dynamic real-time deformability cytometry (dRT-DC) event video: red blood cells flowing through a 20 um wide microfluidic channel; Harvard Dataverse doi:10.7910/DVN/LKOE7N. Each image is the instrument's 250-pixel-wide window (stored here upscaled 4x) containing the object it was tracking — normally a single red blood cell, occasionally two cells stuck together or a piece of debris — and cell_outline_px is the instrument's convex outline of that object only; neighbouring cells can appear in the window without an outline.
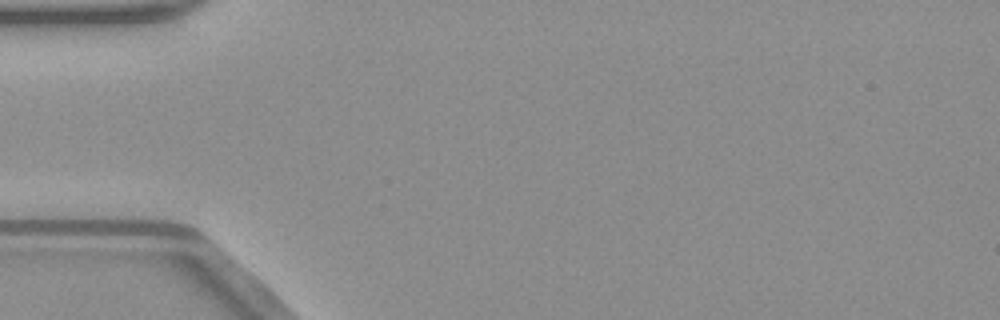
{"species": "common noctule bat (a hibernating species)", "species_latin": "Nyctalus noctula", "temperature_condition": "warm", "stored_images_in_passage": 1, "camera_frame_rate_fps": 3000, "um_per_image_px": 0.085, "animal": {"sex": "male", "body_mass_g": 23.1, "forearm_length_mm": 52.7}, "frame": {"image": 1, "passage_image": 1, "time_ms": 0.0, "image_size_px": [1000, 320], "cell_outline_px": [[232, 296], [132, 252], [136, 248], [156, 248], [188, 252], [196, 256], [232, 292]], "centroid_in_image_um": [15.64, 22.59], "position_along_channel_um": 69.4, "area_um2": 11.16}}